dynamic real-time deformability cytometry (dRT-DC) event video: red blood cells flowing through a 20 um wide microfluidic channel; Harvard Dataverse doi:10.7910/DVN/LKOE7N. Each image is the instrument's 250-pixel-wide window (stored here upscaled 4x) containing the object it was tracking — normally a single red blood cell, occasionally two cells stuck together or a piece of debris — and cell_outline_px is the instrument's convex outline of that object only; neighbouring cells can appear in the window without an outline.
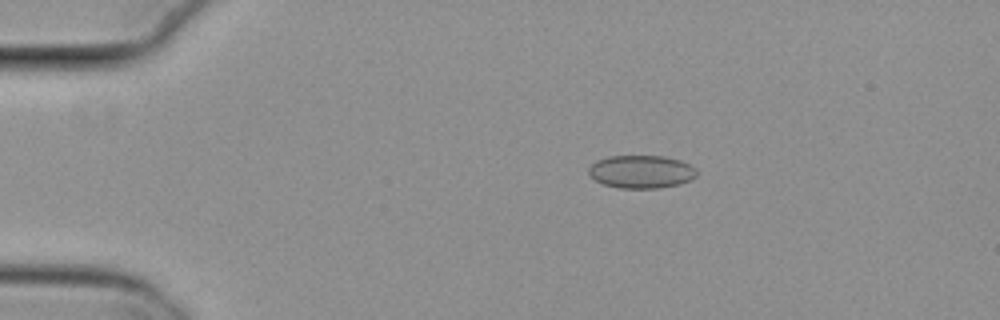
{"species": "common noctule bat (a hibernating species)", "species_latin": "Nyctalus noctula", "temperature_condition": "cold", "stored_images_in_passage": 50, "camera_frame_rate_fps": 3000, "um_per_image_px": 0.085, "animal": {"sex": "female", "body_mass_g": 29.2, "forearm_length_mm": 56.3}, "frame": {"image": 1, "passage_image": 6, "time_ms": 1.667, "image_size_px": [1000, 320], "cell_outline_px": [[696, 176], [692, 180], [680, 184], [656, 188], [620, 188], [604, 184], [596, 180], [588, 172], [588, 168], [596, 160], [608, 156], [664, 156], [680, 160], [696, 168]], "centroid_in_image_um": [54.52, 14.59], "position_along_channel_um": 30.5, "area_um2": 20.75}}
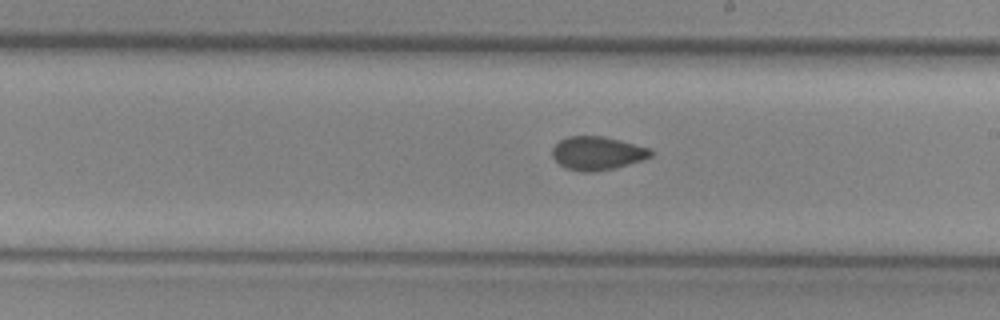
{"frame": {"image": 2, "passage_image": 27, "time_ms": 8.667, "image_size_px": [1000, 320], "cell_outline_px": [[652, 156], [644, 160], [616, 168], [592, 172], [580, 172], [564, 168], [552, 156], [552, 148], [560, 140], [568, 136], [604, 136], [652, 148]], "centroid_in_image_um": [50.79, 13.03], "position_along_channel_um": 238.2, "area_um2": 19.48}}
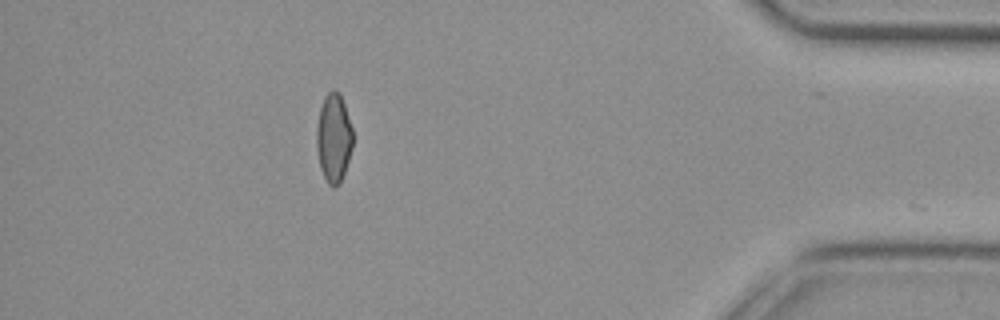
{"frame": {"image": 3, "passage_image": 44, "time_ms": 14.333, "image_size_px": [1000, 320], "cell_outline_px": [[352, 148], [340, 184], [336, 188], [332, 188], [328, 184], [320, 168], [316, 148], [316, 128], [320, 108], [324, 96], [332, 88], [336, 88], [340, 92], [352, 128]], "centroid_in_image_um": [28.35, 11.71], "position_along_channel_um": 406.9, "area_um2": 18.96}, "authors_computed_cell_mechanics": {"area_um2": 19.5075, "velocity_mm_per_s": 3.8249, "shape_relaxation_time_tau1_ms": null, "shape_relaxation_time_tau2_ms": 2.6595, "deformation_change_tau1": null, "deformation_change_tau2": 0.0622}}